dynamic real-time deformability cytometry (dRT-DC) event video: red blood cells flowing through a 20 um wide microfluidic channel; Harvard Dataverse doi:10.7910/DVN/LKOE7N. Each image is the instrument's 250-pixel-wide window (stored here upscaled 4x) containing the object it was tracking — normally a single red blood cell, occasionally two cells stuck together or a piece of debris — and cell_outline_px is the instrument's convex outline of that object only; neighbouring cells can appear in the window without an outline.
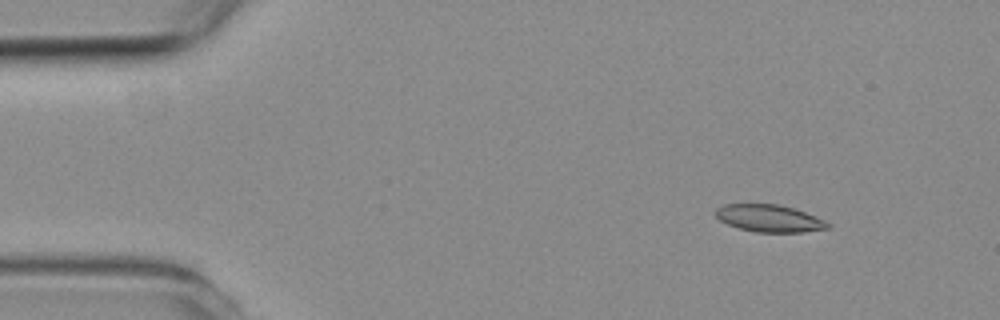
{"species": "common noctule bat (a hibernating species)", "species_latin": "Nyctalus noctula", "temperature_condition": "room temperature", "stored_images_in_passage": 5, "camera_frame_rate_fps": 3000, "um_per_image_px": 0.085, "animal": {"sex": "female", "body_mass_g": 19.3, "forearm_length_mm": 54.1}, "frame": {"image": 1, "passage_image": 1, "time_ms": 0.0, "image_size_px": [1000, 320], "cell_outline_px": [[832, 224], [828, 228], [804, 232], [756, 232], [740, 228], [728, 224], [720, 220], [712, 212], [716, 208], [724, 204], [780, 204], [816, 216]], "centroid_in_image_um": [65.37, 18.55], "position_along_channel_um": 19.6, "area_um2": 17.8}}
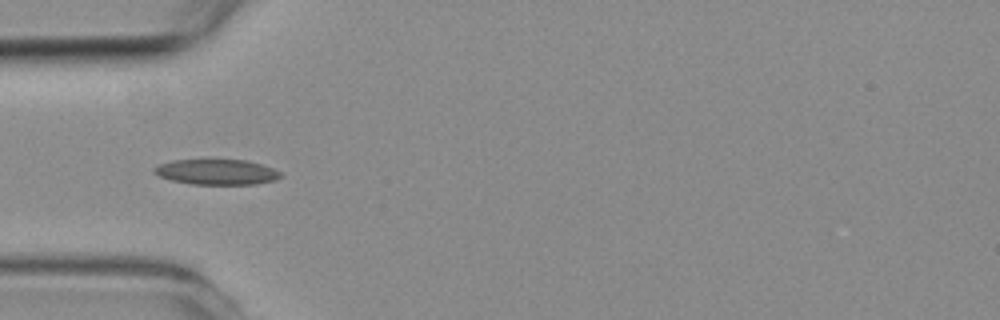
{"frame": {"image": 2, "passage_image": 4, "time_ms": 3.333, "image_size_px": [1000, 320], "cell_outline_px": [[280, 176], [276, 180], [256, 184], [192, 184], [172, 180], [160, 176], [152, 172], [152, 168], [160, 164], [172, 160], [248, 160], [272, 168], [280, 172]], "centroid_in_image_um": [18.39, 14.62], "position_along_channel_um": 66.6, "area_um2": 18.55}}
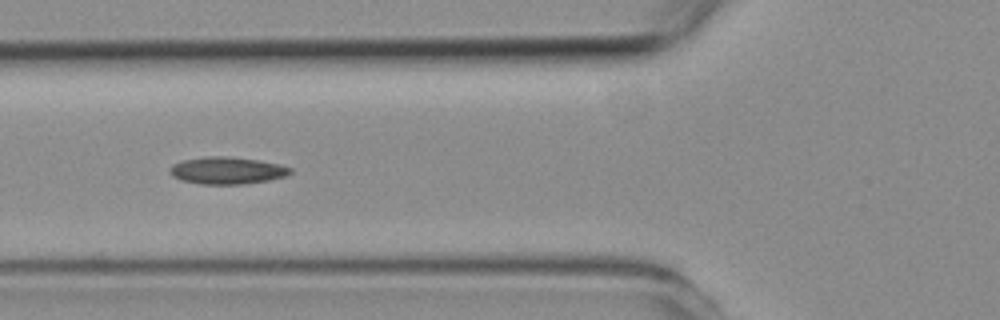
{"frame": {"image": 3, "passage_image": 5, "time_ms": 4.333, "image_size_px": [1000, 320], "cell_outline_px": [[292, 172], [284, 176], [268, 180], [244, 184], [200, 184], [180, 180], [172, 176], [168, 172], [172, 164], [180, 160], [204, 156], [228, 156], [260, 160], [280, 164], [292, 168]], "centroid_in_image_um": [19.26, 14.48], "position_along_channel_um": 106.5, "area_um2": 19.31}}